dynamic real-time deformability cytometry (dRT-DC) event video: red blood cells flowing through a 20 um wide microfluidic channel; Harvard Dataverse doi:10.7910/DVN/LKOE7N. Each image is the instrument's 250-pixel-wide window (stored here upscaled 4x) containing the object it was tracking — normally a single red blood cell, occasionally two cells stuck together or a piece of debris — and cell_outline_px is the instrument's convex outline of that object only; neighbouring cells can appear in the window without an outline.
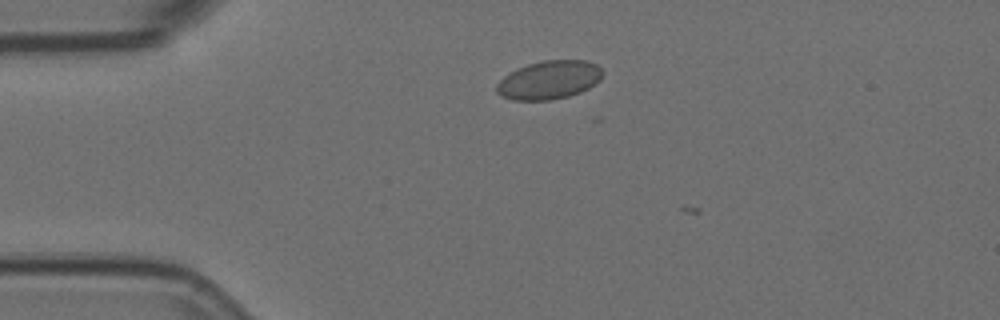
{"species": "Egyptian fruit bat (a non-hibernating species)", "species_latin": "Rousettus aegyptiacus", "temperature_condition": "room temperature", "stored_images_in_passage": 2, "camera_frame_rate_fps": 3000, "um_per_image_px": 0.085, "animal": {"sex": "female"}, "frame": {"image": 1, "passage_image": 1, "time_ms": 0.0, "image_size_px": [1000, 320], "cell_outline_px": [[604, 72], [600, 80], [588, 88], [580, 92], [568, 96], [552, 100], [512, 100], [500, 96], [496, 92], [496, 84], [504, 76], [516, 68], [528, 64], [544, 60], [588, 60], [596, 64]], "centroid_in_image_um": [46.66, 6.79], "position_along_channel_um": 38.3, "area_um2": 23.93}}